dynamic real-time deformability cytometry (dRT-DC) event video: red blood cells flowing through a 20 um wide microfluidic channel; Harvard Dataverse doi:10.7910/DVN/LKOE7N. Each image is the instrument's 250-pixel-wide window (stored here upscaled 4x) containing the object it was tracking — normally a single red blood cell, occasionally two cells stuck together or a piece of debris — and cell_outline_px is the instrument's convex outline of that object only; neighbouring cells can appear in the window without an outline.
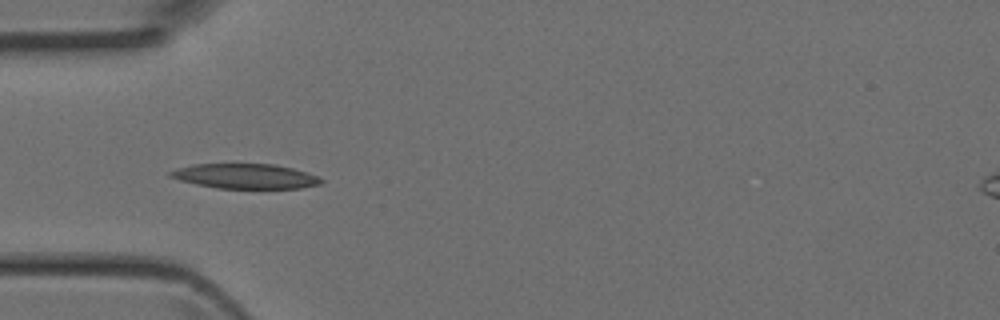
{"species": "Egyptian fruit bat (a non-hibernating species)", "species_latin": "Rousettus aegyptiacus", "temperature_condition": "room temperature", "stored_images_in_passage": 4, "camera_frame_rate_fps": 3000, "um_per_image_px": 0.085, "animal": {"sex": "female"}, "frame": {"image": 1, "passage_image": 4, "time_ms": 1.0, "image_size_px": [1000, 320], "cell_outline_px": [[324, 180], [320, 184], [300, 188], [216, 188], [196, 184], [180, 180], [168, 176], [168, 172], [176, 168], [192, 164], [276, 164], [308, 172], [320, 176]], "centroid_in_image_um": [20.86, 14.97], "position_along_channel_um": 64.1, "area_um2": 21.96}}